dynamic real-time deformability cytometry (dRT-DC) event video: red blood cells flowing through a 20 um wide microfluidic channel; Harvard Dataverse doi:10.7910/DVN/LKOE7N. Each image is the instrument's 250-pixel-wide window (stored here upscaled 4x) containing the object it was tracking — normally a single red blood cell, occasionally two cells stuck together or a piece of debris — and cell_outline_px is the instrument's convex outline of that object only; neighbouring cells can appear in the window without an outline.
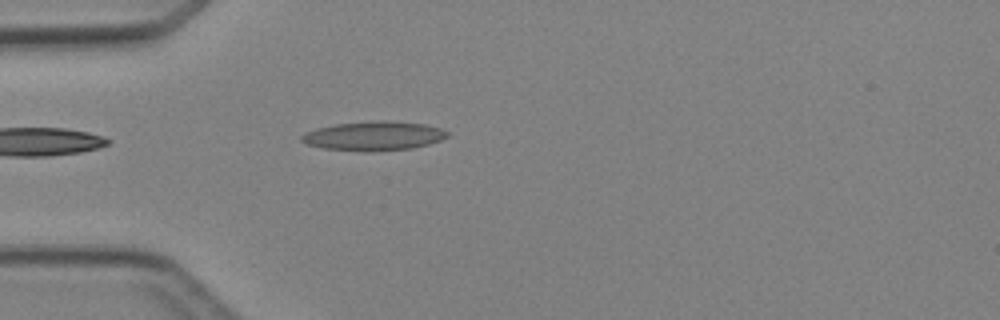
{"species": "Egyptian fruit bat (a non-hibernating species)", "species_latin": "Rousettus aegyptiacus", "temperature_condition": "cold", "stored_images_in_passage": 2, "camera_frame_rate_fps": 3000, "um_per_image_px": 0.085, "animal": {"sex": "female"}, "frame": {"image": 1, "passage_image": 2, "time_ms": 1.0, "image_size_px": [1000, 320], "cell_outline_px": [[448, 136], [440, 140], [428, 144], [412, 148], [372, 152], [364, 152], [324, 148], [308, 144], [300, 140], [300, 136], [304, 132], [316, 128], [332, 124], [380, 120], [388, 120], [424, 124], [440, 128], [448, 132]], "centroid_in_image_um": [31.73, 11.55], "position_along_channel_um": 53.3, "area_um2": 24.97}}